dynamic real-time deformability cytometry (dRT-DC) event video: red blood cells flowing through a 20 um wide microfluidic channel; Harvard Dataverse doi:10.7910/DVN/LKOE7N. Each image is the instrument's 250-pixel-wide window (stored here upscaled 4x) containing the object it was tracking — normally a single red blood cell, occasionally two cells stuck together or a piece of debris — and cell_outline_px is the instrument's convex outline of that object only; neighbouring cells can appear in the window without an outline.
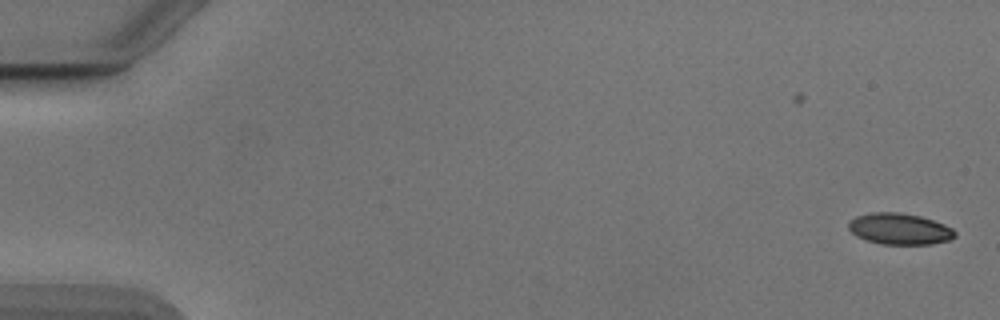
{"species": "Egyptian fruit bat (a non-hibernating species)", "species_latin": "Rousettus aegyptiacus", "temperature_condition": "cold", "stored_images_in_passage": 53, "camera_frame_rate_fps": 3000, "um_per_image_px": 0.085, "animal": {"sex": "male"}, "frame": {"image": 1, "passage_image": 1, "time_ms": 0.0, "image_size_px": [1000, 320], "cell_outline_px": [[956, 236], [952, 240], [932, 244], [880, 244], [856, 236], [848, 228], [848, 224], [856, 216], [872, 212], [900, 212], [920, 216], [944, 224], [952, 228], [956, 232]], "centroid_in_image_um": [76.5, 19.46], "position_along_channel_um": 8.5, "area_um2": 19.42}}
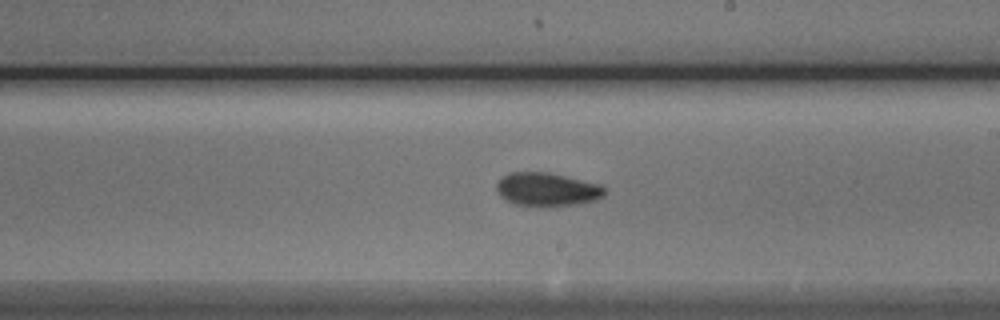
{"frame": {"image": 2, "passage_image": 31, "time_ms": 10.0, "image_size_px": [1000, 320], "cell_outline_px": [[608, 192], [604, 196], [596, 200], [580, 204], [552, 208], [544, 208], [516, 204], [500, 196], [496, 188], [496, 184], [508, 172], [548, 172], [600, 184], [608, 188]], "centroid_in_image_um": [46.57, 16.13], "position_along_channel_um": 242.4, "area_um2": 21.68}}
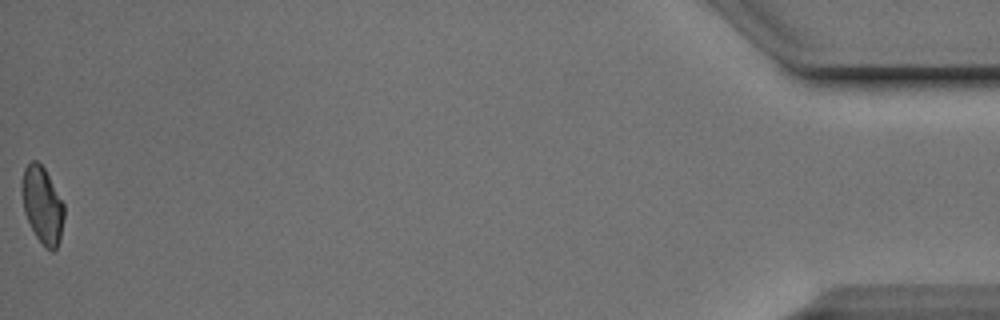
{"frame": {"image": 3, "passage_image": 53, "time_ms": 17.333, "image_size_px": [1000, 320], "cell_outline_px": [[64, 216], [60, 240], [56, 248], [52, 252], [36, 236], [24, 212], [20, 188], [20, 184], [24, 168], [32, 160], [36, 160], [44, 168], [64, 204]], "centroid_in_image_um": [3.58, 17.4], "position_along_channel_um": 431.6, "area_um2": 18.73}, "authors_computed_cell_mechanics": {"area_um2": 19.9988, "velocity_mm_per_s": 3.8921, "shape_relaxation_time_tau1_ms": 3.964, "shape_relaxation_time_tau2_ms": 2.3218, "deformation_change_tau1": 0.11, "deformation_change_tau2": 0.0688}}